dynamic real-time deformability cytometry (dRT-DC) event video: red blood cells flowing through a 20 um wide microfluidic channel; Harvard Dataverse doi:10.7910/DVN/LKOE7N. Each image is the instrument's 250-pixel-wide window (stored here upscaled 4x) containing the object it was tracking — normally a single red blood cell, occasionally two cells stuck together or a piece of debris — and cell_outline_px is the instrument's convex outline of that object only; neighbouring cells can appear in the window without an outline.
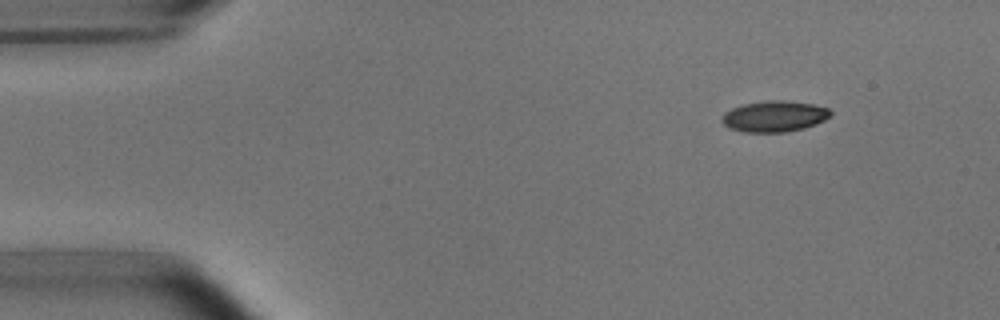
{"species": "common noctule bat (a hibernating species)", "species_latin": "Nyctalus noctula", "temperature_condition": "room temperature", "stored_images_in_passage": 5, "camera_frame_rate_fps": 3000, "um_per_image_px": 0.085, "animal": {"sex": "male", "body_mass_g": 15.6}, "frame": {"image": 1, "passage_image": 1, "time_ms": 0.0, "image_size_px": [1000, 320], "cell_outline_px": [[832, 116], [816, 124], [804, 128], [784, 132], [744, 132], [728, 128], [720, 120], [724, 112], [732, 108], [744, 104], [768, 100], [780, 100], [812, 104], [828, 108], [832, 112]], "centroid_in_image_um": [65.81, 9.89], "position_along_channel_um": 19.2, "area_um2": 19.65}}
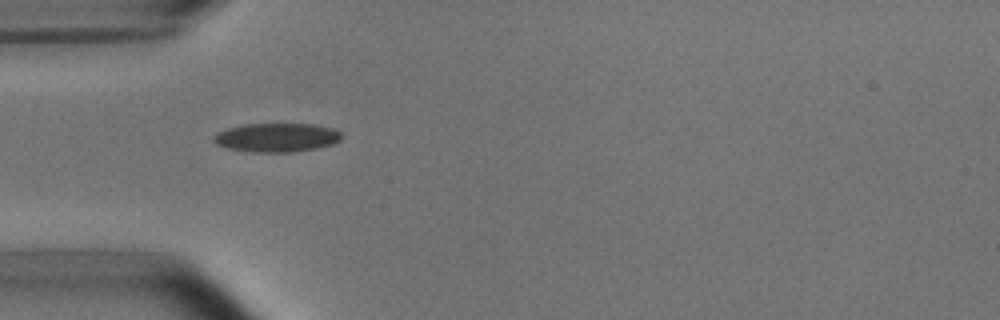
{"frame": {"image": 2, "passage_image": 4, "time_ms": 3.333, "image_size_px": [1000, 320], "cell_outline_px": [[340, 140], [332, 144], [316, 148], [292, 152], [252, 152], [228, 148], [216, 144], [212, 140], [212, 136], [228, 128], [244, 124], [312, 124], [332, 128], [340, 132]], "centroid_in_image_um": [23.49, 11.69], "position_along_channel_um": 61.5, "area_um2": 21.33}}